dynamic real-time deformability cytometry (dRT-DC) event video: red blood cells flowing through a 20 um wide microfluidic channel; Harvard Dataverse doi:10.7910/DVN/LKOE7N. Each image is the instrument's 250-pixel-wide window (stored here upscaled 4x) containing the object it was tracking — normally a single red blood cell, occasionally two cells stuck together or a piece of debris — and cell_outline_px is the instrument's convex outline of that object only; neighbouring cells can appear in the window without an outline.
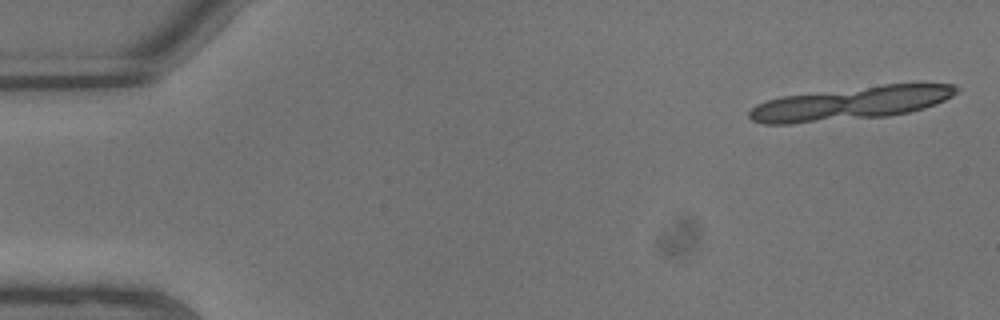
{"species": "common noctule bat (a hibernating species)", "species_latin": "Nyctalus noctula", "temperature_condition": "warm", "stored_images_in_passage": 10, "camera_frame_rate_fps": 3000, "um_per_image_px": 0.085, "animal": {"sex": "male", "body_mass_g": 13.3}, "frame": {"image": 1, "passage_image": 1, "time_ms": 0.0, "image_size_px": [1000, 320], "cell_outline_px": [[960, 88], [952, 96], [936, 104], [924, 108], [908, 112], [888, 116], [792, 124], [764, 124], [752, 120], [748, 116], [748, 112], [756, 104], [780, 96], [884, 84], [956, 84]], "centroid_in_image_um": [72.29, 8.78], "position_along_channel_um": 12.7, "area_um2": 40.17}}